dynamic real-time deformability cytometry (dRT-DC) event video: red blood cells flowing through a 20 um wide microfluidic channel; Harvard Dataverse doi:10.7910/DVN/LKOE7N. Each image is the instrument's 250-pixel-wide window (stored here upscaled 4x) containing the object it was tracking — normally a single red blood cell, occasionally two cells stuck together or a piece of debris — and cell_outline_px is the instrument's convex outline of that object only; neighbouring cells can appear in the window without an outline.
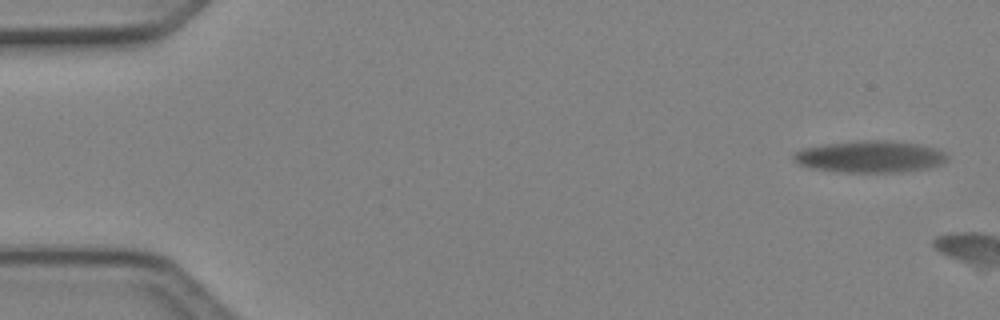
{"species": "Egyptian fruit bat (a non-hibernating species)", "species_latin": "Rousettus aegyptiacus", "temperature_condition": "cold", "stored_images_in_passage": 2, "camera_frame_rate_fps": 3000, "um_per_image_px": 0.085, "animal": {"sex": "female"}, "frame": {"image": 1, "passage_image": 1, "time_ms": 0.0, "image_size_px": [1000, 320], "cell_outline_px": [[948, 160], [940, 164], [928, 168], [904, 172], [836, 172], [812, 168], [796, 164], [792, 160], [792, 156], [800, 148], [824, 144], [860, 140], [892, 140], [920, 144], [940, 148], [948, 152]], "centroid_in_image_um": [73.98, 13.31], "position_along_channel_um": 11.0, "area_um2": 29.19}}